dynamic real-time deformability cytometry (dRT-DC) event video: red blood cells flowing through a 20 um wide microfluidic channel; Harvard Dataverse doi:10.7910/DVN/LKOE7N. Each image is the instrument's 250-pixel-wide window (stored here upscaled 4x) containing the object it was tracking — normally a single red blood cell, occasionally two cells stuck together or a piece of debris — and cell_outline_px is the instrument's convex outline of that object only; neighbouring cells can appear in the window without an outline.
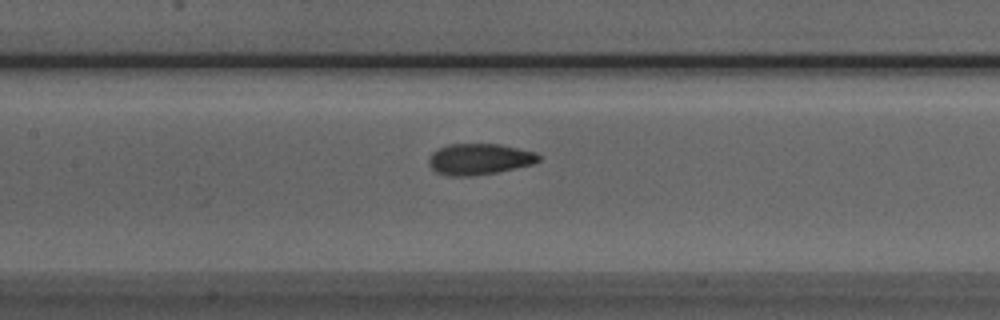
{"species": "Egyptian fruit bat (a non-hibernating species)", "species_latin": "Rousettus aegyptiacus", "temperature_condition": "room temperature", "stored_images_in_passage": 51, "camera_frame_rate_fps": 3000, "um_per_image_px": 0.085, "animal": {"sex": "male"}, "frame": {"image": 1, "passage_image": 23, "time_ms": 7.333, "image_size_px": [1000, 320], "cell_outline_px": [[540, 160], [532, 164], [496, 172], [472, 176], [448, 176], [436, 172], [428, 164], [428, 160], [432, 152], [448, 144], [500, 144], [536, 152], [540, 156]], "centroid_in_image_um": [40.72, 13.52], "position_along_channel_um": 166.7, "area_um2": 19.88}}
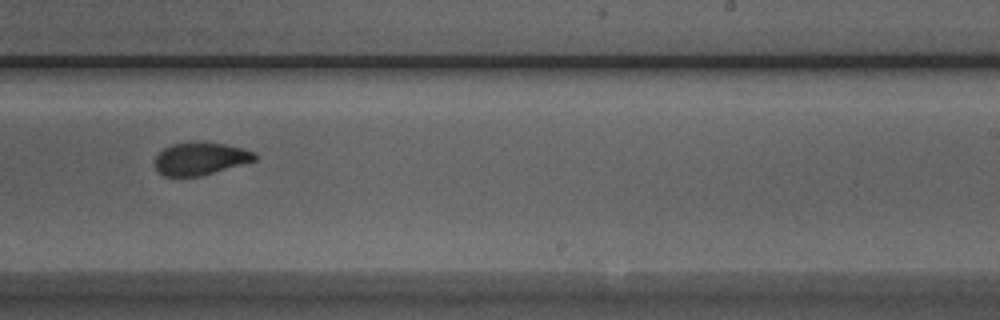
{"frame": {"image": 2, "passage_image": 31, "time_ms": 10.0, "image_size_px": [1000, 320], "cell_outline_px": [[256, 160], [200, 176], [164, 176], [156, 168], [156, 156], [164, 148], [172, 144], [200, 140], [224, 144], [256, 152]], "centroid_in_image_um": [17.03, 13.46], "position_along_channel_um": 272.0, "area_um2": 18.9}}
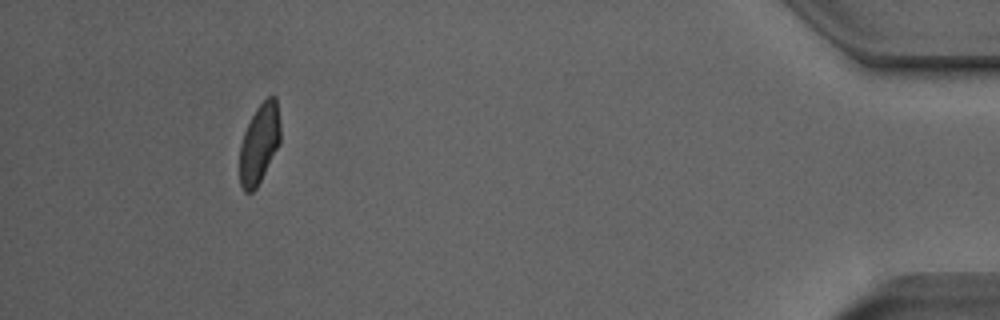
{"frame": {"image": 3, "passage_image": 47, "time_ms": 15.333, "image_size_px": [1000, 320], "cell_outline_px": [[280, 144], [256, 188], [252, 192], [244, 192], [240, 184], [240, 144], [244, 132], [256, 108], [268, 96], [276, 96], [280, 124]], "centroid_in_image_um": [22.05, 12.2], "position_along_channel_um": 413.2, "area_um2": 18.84}, "authors_computed_cell_mechanics": {"area_um2": 19.941, "velocity_mm_per_s": 3.9648, "shape_relaxation_time_tau1_ms": 3.494, "shape_relaxation_time_tau2_ms": 1.6245, "deformation_change_tau1": 0.1287, "deformation_change_tau2": 0.0768}}